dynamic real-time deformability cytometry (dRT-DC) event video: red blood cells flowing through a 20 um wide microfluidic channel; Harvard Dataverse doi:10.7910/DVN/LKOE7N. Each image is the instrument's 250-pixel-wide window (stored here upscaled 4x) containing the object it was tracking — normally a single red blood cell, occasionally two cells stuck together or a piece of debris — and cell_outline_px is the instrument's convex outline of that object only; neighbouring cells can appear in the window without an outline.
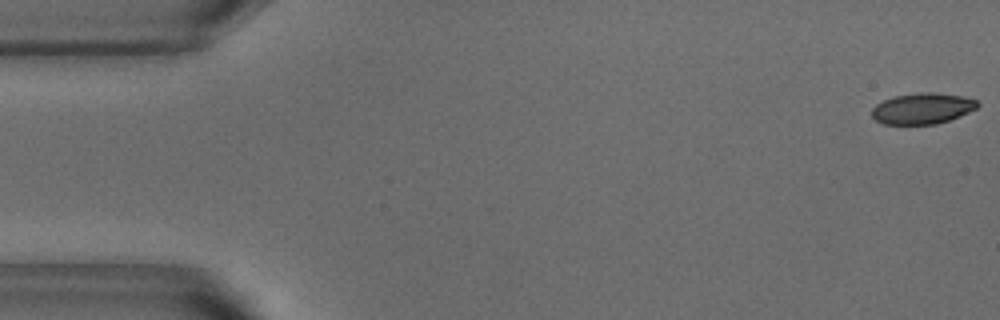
{"species": "common noctule bat (a hibernating species)", "species_latin": "Nyctalus noctula", "temperature_condition": "warm", "stored_images_in_passage": 52, "camera_frame_rate_fps": 3000, "um_per_image_px": 0.085, "animal": {"sex": "male", "body_mass_g": 18.8}, "frame": {"image": 1, "passage_image": 1, "time_ms": 0.0, "image_size_px": [1000, 320], "cell_outline_px": [[980, 104], [976, 108], [960, 116], [936, 124], [884, 124], [876, 120], [872, 116], [872, 108], [876, 104], [884, 100], [896, 96], [920, 92], [936, 92], [964, 96], [976, 100]], "centroid_in_image_um": [78.42, 9.21], "position_along_channel_um": 6.6, "area_um2": 19.02}}
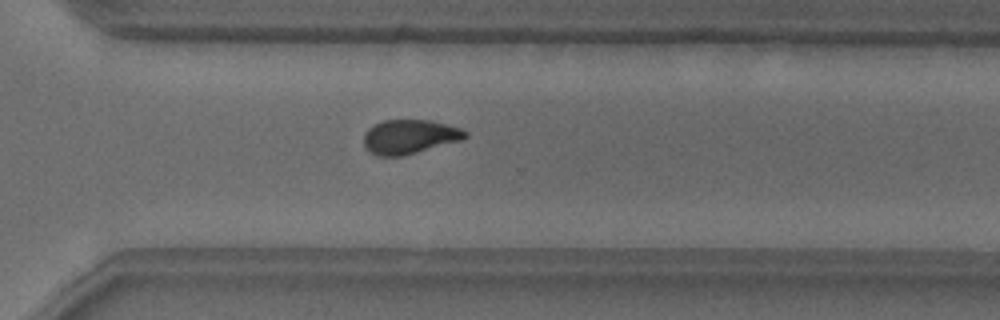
{"frame": {"image": 2, "passage_image": 37, "time_ms": 12.0, "image_size_px": [1000, 320], "cell_outline_px": [[468, 136], [460, 140], [404, 156], [376, 156], [368, 152], [364, 148], [364, 132], [368, 128], [384, 120], [428, 120], [460, 128], [468, 132]], "centroid_in_image_um": [34.76, 11.64], "position_along_channel_um": 335.8, "area_um2": 20.23}}
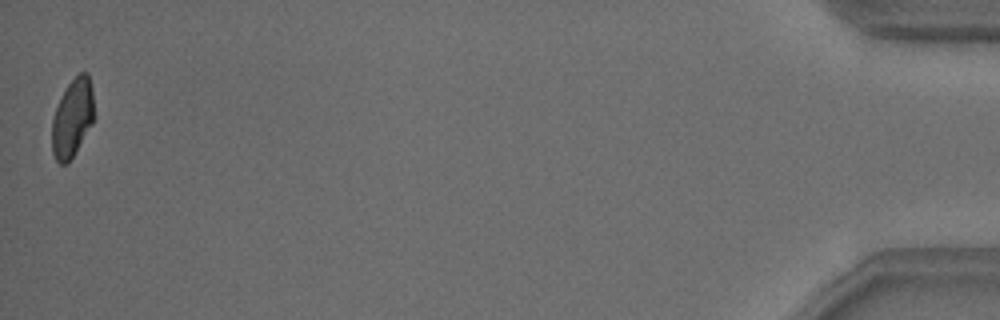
{"frame": {"image": 3, "passage_image": 52, "time_ms": 17.0, "image_size_px": [1000, 320], "cell_outline_px": [[96, 116], [92, 124], [68, 164], [60, 164], [56, 160], [52, 152], [52, 120], [56, 108], [68, 84], [80, 72], [88, 72], [92, 88]], "centroid_in_image_um": [6.19, 10.03], "position_along_channel_um": 429.0, "area_um2": 19.31}, "authors_computed_cell_mechanics": {"area_um2": 20.4612, "velocity_mm_per_s": 3.8286, "shape_relaxation_time_tau1_ms": 4.75, "shape_relaxation_time_tau2_ms": 2.7194, "deformation_change_tau1": 0.1436, "deformation_change_tau2": 0.0756}}